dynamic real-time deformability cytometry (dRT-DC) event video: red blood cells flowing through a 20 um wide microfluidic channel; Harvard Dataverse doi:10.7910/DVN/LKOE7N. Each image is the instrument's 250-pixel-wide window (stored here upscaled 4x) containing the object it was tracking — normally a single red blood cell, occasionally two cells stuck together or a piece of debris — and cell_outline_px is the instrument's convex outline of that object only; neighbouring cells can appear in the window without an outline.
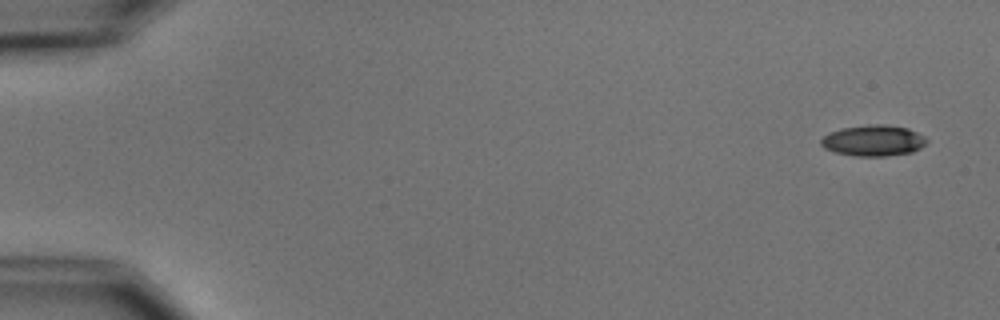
{"species": "common noctule bat (a hibernating species)", "species_latin": "Nyctalus noctula", "temperature_condition": "cold", "stored_images_in_passage": 5, "camera_frame_rate_fps": 3000, "um_per_image_px": 0.085, "animal": {"sex": "male", "body_mass_g": 15.6}, "frame": {"image": 1, "passage_image": 1, "time_ms": 0.0, "image_size_px": [1000, 320], "cell_outline_px": [[928, 140], [920, 148], [912, 152], [888, 156], [856, 156], [836, 152], [824, 148], [820, 144], [820, 140], [828, 132], [840, 128], [876, 124], [884, 124], [908, 128], [924, 136]], "centroid_in_image_um": [74.22, 11.95], "position_along_channel_um": 10.8, "area_um2": 19.07}}
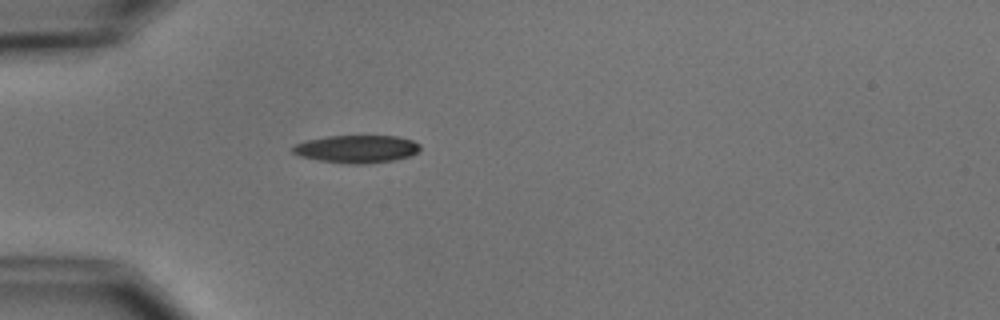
{"frame": {"image": 2, "passage_image": 5, "time_ms": 4.667, "image_size_px": [1000, 320], "cell_outline_px": [[420, 148], [412, 156], [396, 160], [364, 164], [348, 164], [320, 160], [300, 156], [292, 152], [292, 148], [296, 144], [308, 140], [328, 136], [396, 136], [412, 140], [420, 144]], "centroid_in_image_um": [30.35, 12.67], "position_along_channel_um": 54.6, "area_um2": 20.52}}